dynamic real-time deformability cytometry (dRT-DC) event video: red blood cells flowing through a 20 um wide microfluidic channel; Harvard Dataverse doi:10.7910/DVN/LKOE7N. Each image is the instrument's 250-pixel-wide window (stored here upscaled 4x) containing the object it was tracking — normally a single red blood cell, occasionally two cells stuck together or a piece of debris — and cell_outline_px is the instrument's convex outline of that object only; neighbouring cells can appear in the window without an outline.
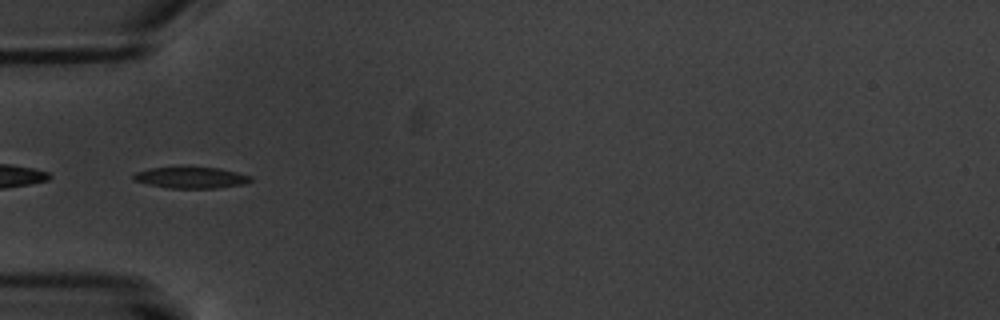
{"species": "common noctule bat (a hibernating species)", "species_latin": "Nyctalus noctula", "temperature_condition": "warm", "stored_images_in_passage": 9, "segment_of_instrument_passage": [2, 2], "camera_frame_rate_fps": 3000, "um_per_image_px": 0.085, "animal": {"sex": "male", "body_mass_g": 20.1, "forearm_length_mm": 53.5}, "frame": {"image": 1, "passage_image": 6, "time_ms": 6.0, "image_size_px": [1000, 320], "cell_outline_px": [[252, 180], [244, 184], [216, 188], [168, 188], [148, 184], [132, 180], [132, 176], [136, 172], [148, 168], [220, 168], [252, 176]], "centroid_in_image_um": [16.23, 15.11], "position_along_channel_um": 68.8, "area_um2": 14.33}}